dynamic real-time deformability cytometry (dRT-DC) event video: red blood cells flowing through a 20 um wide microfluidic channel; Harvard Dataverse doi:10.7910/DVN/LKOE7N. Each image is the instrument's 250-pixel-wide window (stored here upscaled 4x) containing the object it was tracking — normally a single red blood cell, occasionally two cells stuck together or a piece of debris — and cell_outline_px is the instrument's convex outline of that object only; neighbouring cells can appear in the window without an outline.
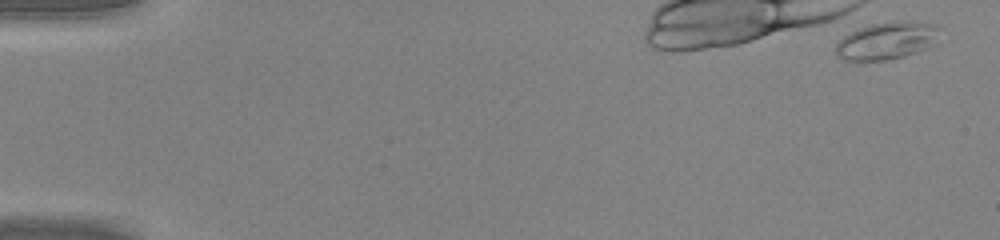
{"species": "common noctule bat (a hibernating species)", "species_latin": "Nyctalus noctula", "temperature_condition": "warm", "stored_images_in_passage": 2, "camera_frame_rate_fps": 3000, "um_per_image_px": 0.085, "animal": {"sex": "male", "body_mass_g": 20.0, "forearm_length_mm": 53.3}, "frame": {"image": 1, "passage_image": 2, "time_ms": 0.333, "image_size_px": [1000, 240], "cell_outline_px": [[940, 28], [936, 44], [928, 48], [904, 56], [888, 60], [844, 60], [836, 56], [836, 44], [844, 36], [860, 28], [872, 24], [896, 20], [920, 20], [940, 24]], "centroid_in_image_um": [75.48, 3.43], "position_along_channel_um": 9.5, "area_um2": 23.12}}